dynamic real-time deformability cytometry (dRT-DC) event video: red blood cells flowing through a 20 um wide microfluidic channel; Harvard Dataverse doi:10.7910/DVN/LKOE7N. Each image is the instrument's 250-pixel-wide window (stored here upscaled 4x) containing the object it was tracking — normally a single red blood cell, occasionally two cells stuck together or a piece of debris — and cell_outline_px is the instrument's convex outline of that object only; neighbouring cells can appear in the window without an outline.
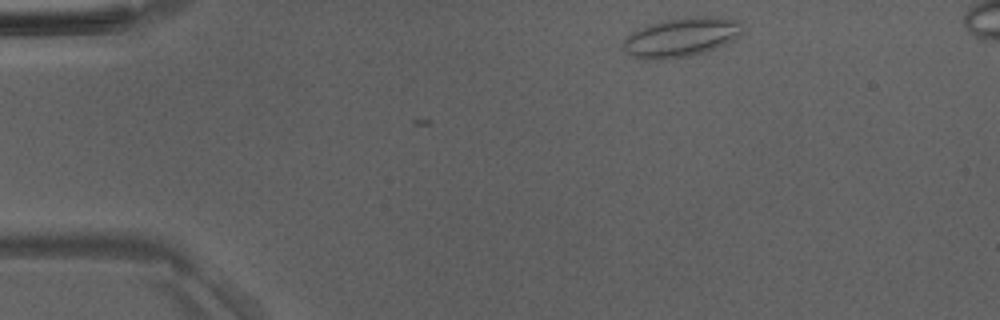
{"species": "Egyptian fruit bat (a non-hibernating species)", "species_latin": "Rousettus aegyptiacus", "temperature_condition": "room temperature", "stored_images_in_passage": 2, "camera_frame_rate_fps": 3000, "um_per_image_px": 0.085, "animal": {"sex": "male"}, "frame": {"image": 1, "passage_image": 2, "time_ms": 0.333, "image_size_px": [1000, 320], "cell_outline_px": [[740, 32], [732, 40], [716, 48], [704, 52], [688, 56], [664, 60], [644, 60], [632, 56], [624, 52], [624, 40], [632, 32], [648, 24], [660, 20], [692, 16], [712, 16], [736, 20], [740, 24]], "centroid_in_image_um": [57.83, 3.17], "position_along_channel_um": 27.2, "area_um2": 27.17}}